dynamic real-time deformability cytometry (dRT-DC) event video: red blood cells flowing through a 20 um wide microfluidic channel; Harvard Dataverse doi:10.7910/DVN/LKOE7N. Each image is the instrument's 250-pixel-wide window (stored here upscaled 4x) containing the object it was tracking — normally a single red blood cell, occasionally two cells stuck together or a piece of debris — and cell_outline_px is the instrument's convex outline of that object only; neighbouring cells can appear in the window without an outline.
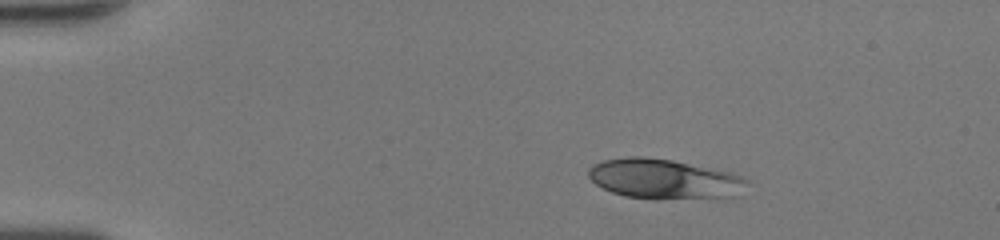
{"species": "human", "species_latin": "Homo sapiens", "temperature_condition": "room temperature", "stored_images_in_passage": 41, "camera_frame_rate_fps": 3000, "um_per_image_px": 0.085, "donor": {"sex": "female"}, "frame": {"image": 1, "passage_image": 1, "time_ms": 0.0, "image_size_px": [1000, 240], "cell_outline_px": [[748, 184], [740, 196], [716, 200], [624, 196], [612, 192], [596, 184], [588, 176], [588, 168], [592, 164], [604, 160], [628, 156], [640, 156], [672, 160], [732, 172], [744, 176], [748, 180]], "centroid_in_image_um": [56.56, 15.22], "position_along_channel_um": 28.4, "area_um2": 37.4}}
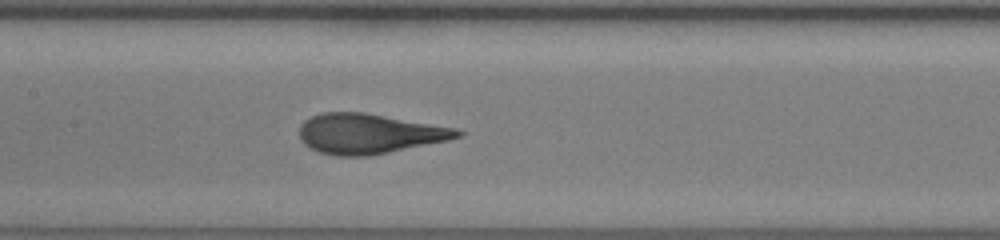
{"frame": {"image": 2, "passage_image": 17, "time_ms": 5.333, "image_size_px": [1000, 240], "cell_outline_px": [[464, 136], [448, 140], [368, 156], [336, 156], [320, 152], [304, 144], [300, 140], [300, 124], [304, 120], [320, 112], [364, 112], [456, 128], [464, 132]], "centroid_in_image_um": [31.36, 11.35], "position_along_channel_um": 176.0, "area_um2": 36.76}}
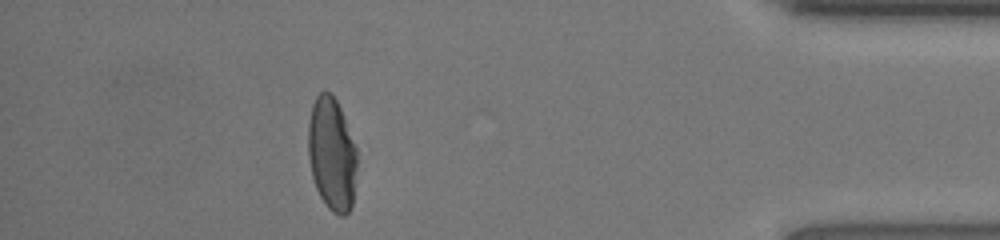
{"frame": {"image": 3, "passage_image": 36, "time_ms": 11.667, "image_size_px": [1000, 240], "cell_outline_px": [[356, 168], [352, 204], [348, 212], [344, 216], [340, 216], [332, 212], [328, 208], [320, 196], [316, 188], [312, 176], [308, 156], [308, 124], [312, 104], [316, 96], [320, 92], [328, 92], [336, 100], [344, 116], [356, 148]], "centroid_in_image_um": [28.19, 13.1], "position_along_channel_um": 407.0, "area_um2": 32.08}, "authors_computed_cell_mechanics": {"area_um2": 36.6452, "velocity_mm_per_s": 4.3274, "shape_relaxation_time_tau1_ms": 4.6032, "shape_relaxation_time_tau2_ms": null, "deformation_change_tau1": 0.1999, "deformation_change_tau2": null}}